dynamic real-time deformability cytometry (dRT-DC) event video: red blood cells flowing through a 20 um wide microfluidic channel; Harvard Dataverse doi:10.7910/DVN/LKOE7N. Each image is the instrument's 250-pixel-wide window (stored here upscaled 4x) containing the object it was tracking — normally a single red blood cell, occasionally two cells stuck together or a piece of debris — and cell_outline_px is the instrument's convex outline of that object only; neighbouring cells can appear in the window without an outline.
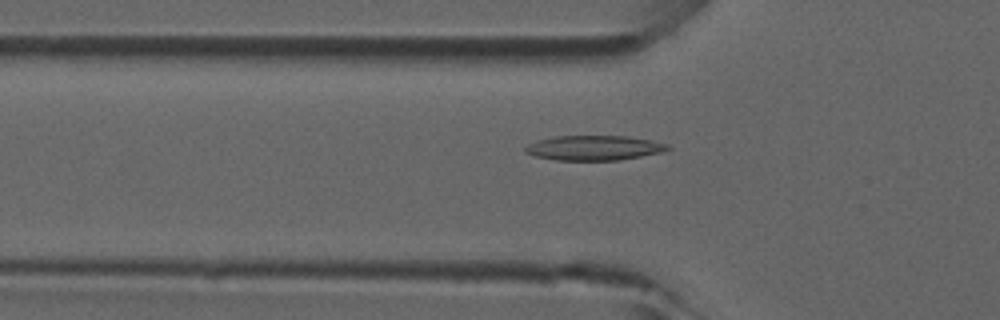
{"species": "common noctule bat (a hibernating species)", "species_latin": "Nyctalus noctula", "temperature_condition": "room temperature", "stored_images_in_passage": 48, "camera_frame_rate_fps": 3000, "um_per_image_px": 0.085, "animal": {"sex": "male", "forearm_length_mm": 52.5}, "frame": {"image": 1, "passage_image": 16, "time_ms": 5.0, "image_size_px": [1000, 320], "cell_outline_px": [[672, 148], [660, 152], [620, 160], [556, 160], [536, 156], [524, 152], [524, 148], [528, 144], [536, 140], [556, 136], [628, 136], [652, 140], [668, 144]], "centroid_in_image_um": [50.48, 12.56], "position_along_channel_um": 75.3, "area_um2": 20.58}}
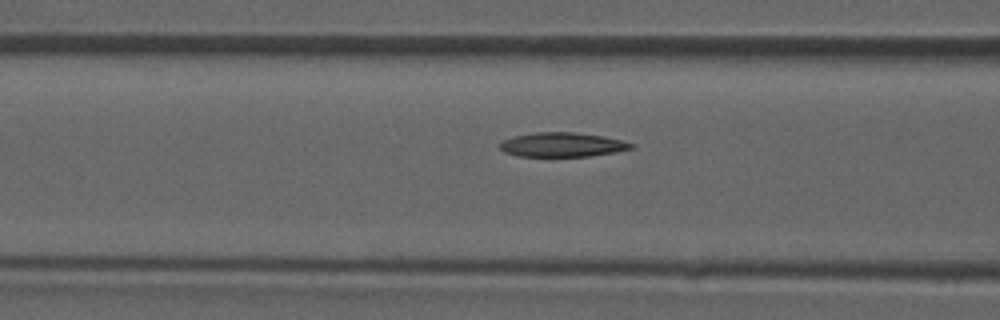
{"frame": {"image": 2, "passage_image": 19, "time_ms": 6.0, "image_size_px": [1000, 320], "cell_outline_px": [[636, 148], [616, 152], [588, 156], [516, 156], [504, 152], [500, 148], [500, 144], [504, 140], [512, 136], [536, 132], [576, 132], [604, 136], [636, 144]], "centroid_in_image_um": [47.83, 12.29], "position_along_channel_um": 118.8, "area_um2": 18.73}}
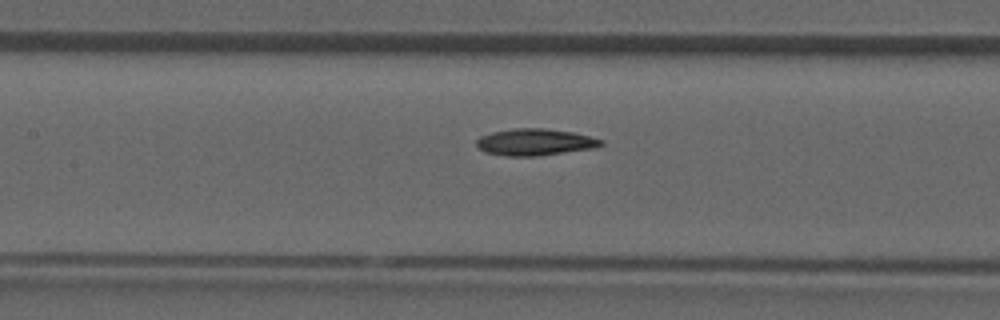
{"frame": {"image": 3, "passage_image": 22, "time_ms": 7.0, "image_size_px": [1000, 320], "cell_outline_px": [[604, 144], [596, 148], [536, 156], [504, 156], [484, 152], [476, 144], [476, 140], [480, 136], [492, 132], [516, 128], [544, 128], [572, 132], [604, 140]], "centroid_in_image_um": [45.47, 12.08], "position_along_channel_um": 161.9, "area_um2": 19.42}}